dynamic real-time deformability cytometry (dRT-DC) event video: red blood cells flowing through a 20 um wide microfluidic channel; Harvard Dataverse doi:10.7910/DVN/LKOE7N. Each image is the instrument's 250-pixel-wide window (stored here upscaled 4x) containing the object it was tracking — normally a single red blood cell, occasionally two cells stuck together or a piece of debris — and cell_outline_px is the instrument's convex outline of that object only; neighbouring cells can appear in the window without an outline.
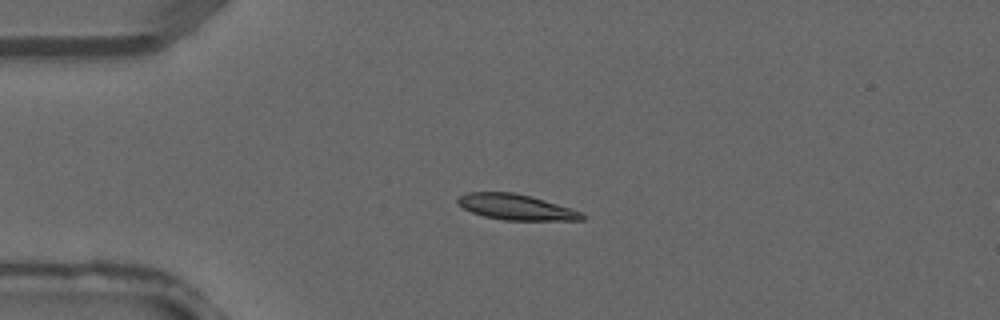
{"species": "common noctule bat (a hibernating species)", "species_latin": "Nyctalus noctula", "temperature_condition": "warm", "stored_images_in_passage": 2, "camera_frame_rate_fps": 3000, "um_per_image_px": 0.085, "animal": {"sex": "male", "forearm_length_mm": 52.5}, "frame": {"image": 1, "passage_image": 2, "time_ms": 0.333, "image_size_px": [1000, 320], "cell_outline_px": [[584, 220], [504, 220], [484, 216], [472, 212], [464, 208], [456, 200], [460, 196], [468, 192], [512, 192], [544, 200], [584, 212]], "centroid_in_image_um": [43.89, 17.61], "position_along_channel_um": 41.1, "area_um2": 18.32}}